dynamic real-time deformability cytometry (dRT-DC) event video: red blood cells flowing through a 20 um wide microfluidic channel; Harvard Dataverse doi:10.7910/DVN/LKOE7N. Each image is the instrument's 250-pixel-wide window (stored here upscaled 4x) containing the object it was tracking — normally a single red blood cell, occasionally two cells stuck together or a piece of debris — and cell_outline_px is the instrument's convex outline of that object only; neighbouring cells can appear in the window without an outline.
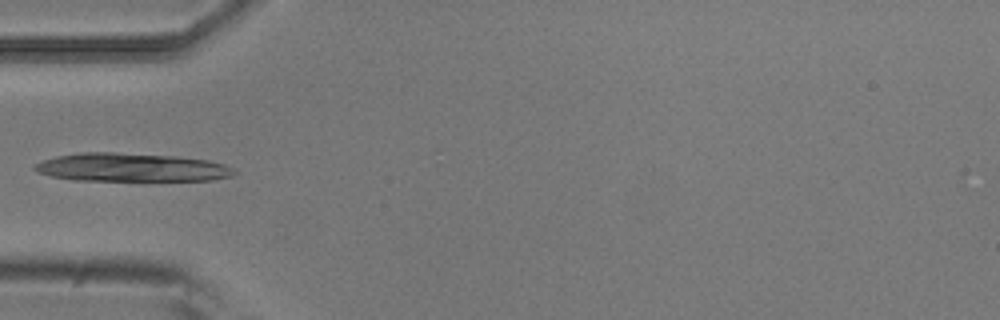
{"species": "common noctule bat (a hibernating species)", "species_latin": "Nyctalus noctula", "temperature_condition": "room temperature", "stored_images_in_passage": 3, "camera_frame_rate_fps": 3000, "um_per_image_px": 0.085, "animal": {"sex": "male", "body_mass_g": 20.5, "forearm_length_mm": 52.5}, "frame": {"image": 1, "passage_image": 1, "time_ms": 0.0, "image_size_px": [1000, 320], "cell_outline_px": [[240, 172], [232, 176], [212, 180], [72, 180], [52, 176], [36, 172], [32, 168], [36, 164], [44, 160], [56, 156], [80, 152], [116, 152], [176, 156], [208, 160], [224, 164], [236, 168]], "centroid_in_image_um": [11.21, 14.22], "position_along_channel_um": 73.8, "area_um2": 33.18}}
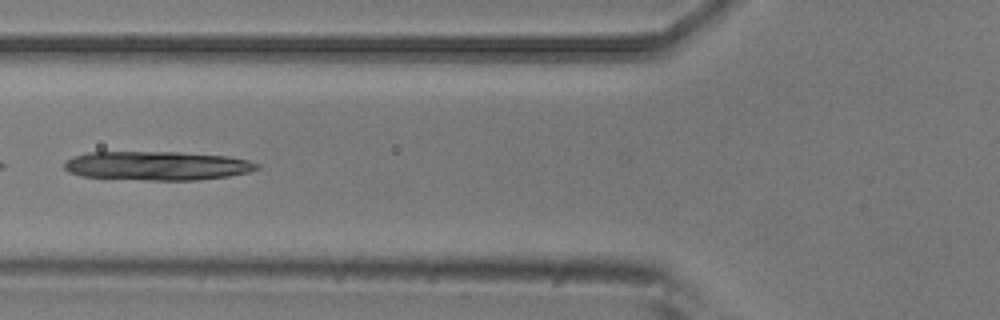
{"frame": {"image": 2, "passage_image": 2, "time_ms": 0.333, "image_size_px": [1000, 320], "cell_outline_px": [[260, 168], [248, 172], [228, 176], [196, 180], [148, 180], [80, 176], [68, 172], [64, 168], [64, 160], [88, 152], [180, 152], [228, 156], [248, 160], [260, 164]], "centroid_in_image_um": [13.35, 14.08], "position_along_channel_um": 112.4, "area_um2": 32.54}}